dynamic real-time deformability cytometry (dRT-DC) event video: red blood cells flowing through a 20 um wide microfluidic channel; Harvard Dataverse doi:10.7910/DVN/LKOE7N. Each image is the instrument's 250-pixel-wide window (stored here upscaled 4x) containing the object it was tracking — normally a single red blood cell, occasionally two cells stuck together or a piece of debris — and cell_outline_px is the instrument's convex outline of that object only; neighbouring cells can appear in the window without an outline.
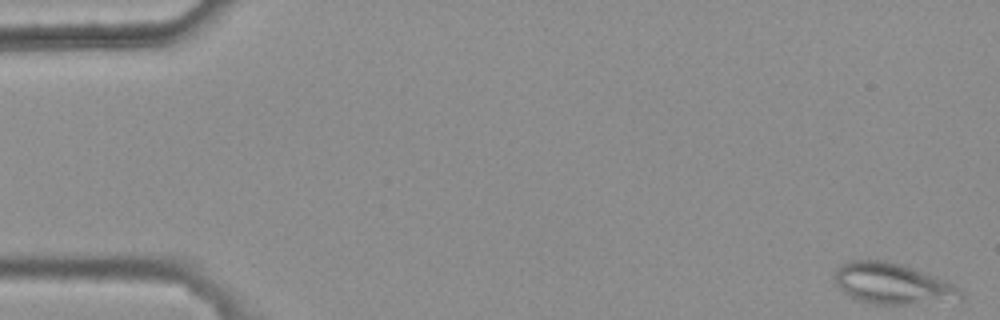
{"species": "common noctule bat (a hibernating species)", "species_latin": "Nyctalus noctula", "temperature_condition": "warm", "stored_images_in_passage": 45, "camera_frame_rate_fps": 3000, "um_per_image_px": 0.085, "animal": {"sex": "female", "body_mass_g": 25.1}, "frame": {"image": 1, "passage_image": 1, "time_ms": 0.0, "image_size_px": [1000, 320], "cell_outline_px": [[964, 300], [908, 304], [876, 304], [860, 300], [836, 288], [836, 268], [840, 264], [848, 260], [884, 260], [904, 264], [948, 280], [960, 288], [964, 292]], "centroid_in_image_um": [75.94, 24.1], "position_along_channel_um": 9.1, "area_um2": 30.58}}
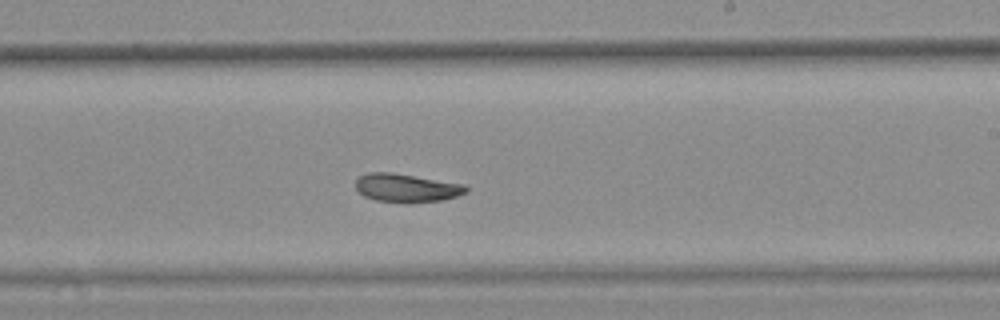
{"frame": {"image": 2, "passage_image": 32, "time_ms": 10.333, "image_size_px": [1000, 320], "cell_outline_px": [[468, 192], [444, 200], [412, 204], [404, 204], [376, 200], [364, 196], [356, 188], [356, 180], [360, 176], [368, 172], [392, 172], [464, 184], [468, 188]], "centroid_in_image_um": [34.57, 15.99], "position_along_channel_um": 254.4, "area_um2": 18.61}}
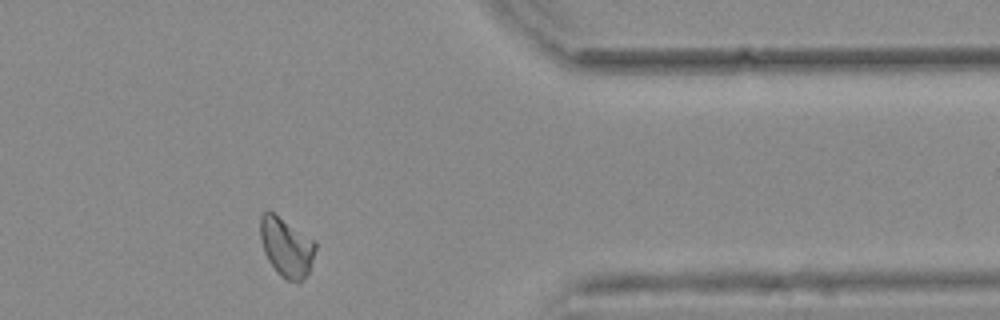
{"frame": {"image": 3, "passage_image": 44, "time_ms": 14.333, "image_size_px": [1000, 320], "cell_outline_px": [[316, 248], [308, 272], [296, 284], [280, 276], [276, 272], [268, 260], [264, 252], [260, 236], [260, 216], [264, 212], [272, 212], [316, 240]], "centroid_in_image_um": [24.34, 21.01], "position_along_channel_um": 387.1, "area_um2": 18.96}, "authors_computed_cell_mechanics": {"area_um2": 19.2474, "velocity_mm_per_s": 3.7414, "shape_relaxation_time_tau1_ms": 9.5989, "shape_relaxation_time_tau2_ms": 4.3261, "deformation_change_tau1": 0.173, "deformation_change_tau2": 0.0833}}